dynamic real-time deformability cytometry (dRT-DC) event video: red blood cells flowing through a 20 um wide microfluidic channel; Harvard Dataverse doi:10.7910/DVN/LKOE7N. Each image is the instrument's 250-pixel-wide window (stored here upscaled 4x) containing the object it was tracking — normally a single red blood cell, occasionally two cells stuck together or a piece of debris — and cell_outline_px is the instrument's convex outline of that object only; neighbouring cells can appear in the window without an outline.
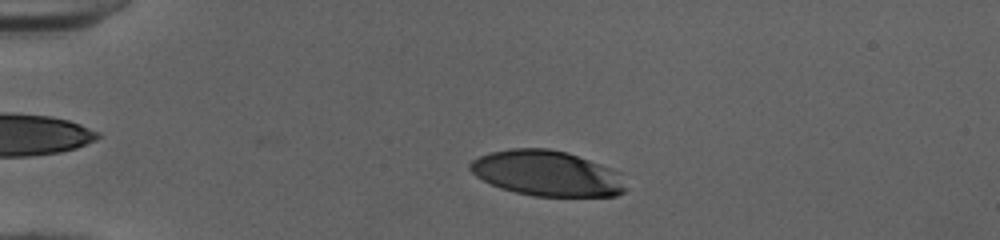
{"species": "human", "species_latin": "Homo sapiens", "temperature_condition": "cold", "stored_images_in_passage": 41, "camera_frame_rate_fps": 3000, "um_per_image_px": 0.085, "donor": {"sex": "female"}, "frame": {"image": 1, "passage_image": 9, "time_ms": 2.667, "image_size_px": [1000, 240], "cell_outline_px": [[624, 192], [616, 196], [532, 196], [500, 188], [476, 176], [468, 168], [468, 164], [472, 160], [480, 156], [492, 152], [512, 148], [548, 148], [568, 152], [612, 168], [620, 172], [624, 188]], "centroid_in_image_um": [46.49, 14.73], "position_along_channel_um": 38.5, "area_um2": 41.15}}
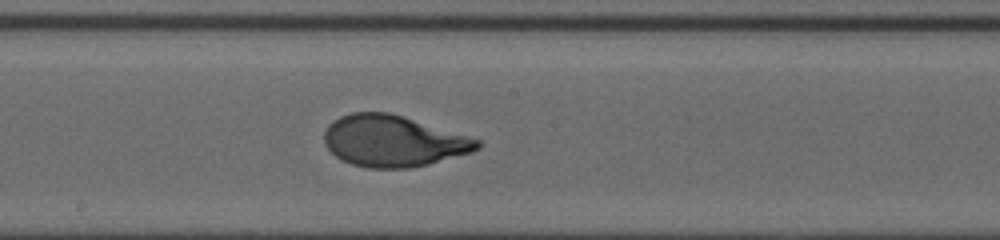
{"frame": {"image": 2, "passage_image": 26, "time_ms": 8.333, "image_size_px": [1000, 240], "cell_outline_px": [[480, 148], [472, 152], [428, 164], [408, 168], [368, 168], [352, 164], [336, 156], [324, 144], [324, 132], [328, 124], [340, 116], [352, 112], [388, 112], [480, 140]], "centroid_in_image_um": [33.38, 11.99], "position_along_channel_um": 214.8, "area_um2": 45.26}}
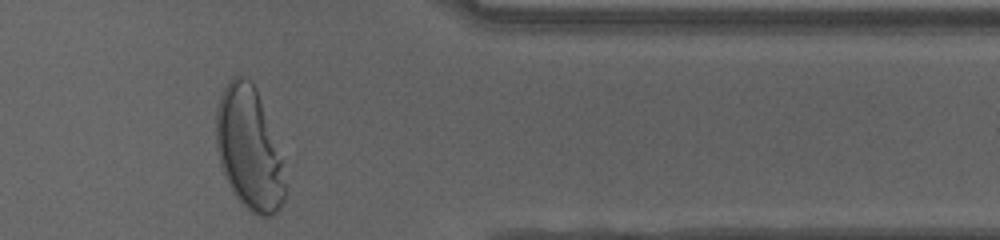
{"frame": {"image": 3, "passage_image": 40, "time_ms": 13.0, "image_size_px": [1000, 240], "cell_outline_px": [[284, 200], [276, 212], [268, 216], [256, 216], [236, 196], [220, 164], [216, 148], [216, 108], [220, 96], [228, 80], [232, 76], [240, 76], [252, 80], [256, 88], [280, 160], [284, 184]], "centroid_in_image_um": [21.11, 12.6], "position_along_channel_um": 390.3, "area_um2": 47.74}, "authors_computed_cell_mechanics": {"area_um2": 44.506, "velocity_mm_per_s": 4.0112, "shape_relaxation_time_tau1_ms": 4.1746, "shape_relaxation_time_tau2_ms": null, "deformation_change_tau1": 0.2562, "deformation_change_tau2": null}}